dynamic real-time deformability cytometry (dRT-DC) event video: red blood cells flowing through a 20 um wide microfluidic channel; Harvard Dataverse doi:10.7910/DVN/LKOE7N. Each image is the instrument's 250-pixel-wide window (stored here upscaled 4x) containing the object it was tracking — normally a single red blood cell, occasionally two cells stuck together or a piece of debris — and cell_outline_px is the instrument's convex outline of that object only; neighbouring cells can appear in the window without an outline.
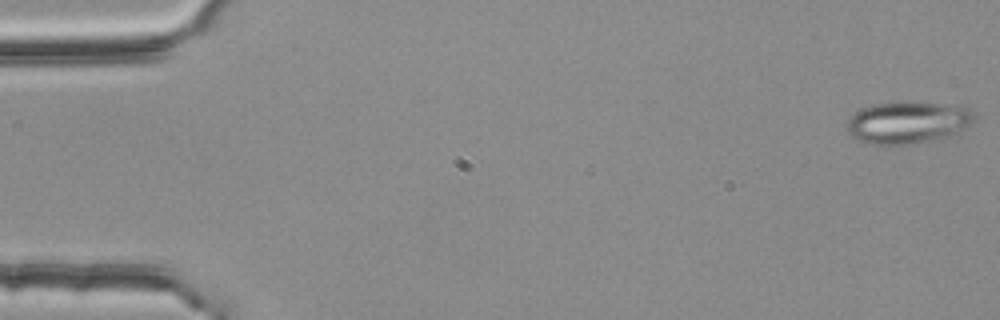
{"species": "common noctule bat (a hibernating species)", "species_latin": "Nyctalus noctula", "temperature_condition": "room temperature", "stored_images_in_passage": 54, "camera_frame_rate_fps": 3000, "um_per_image_px": 0.085, "animal": {"sex": "female", "body_mass_g": 25.1}, "frame": {"image": 1, "passage_image": 1, "time_ms": 0.0, "image_size_px": [1000, 320], "cell_outline_px": [[976, 116], [972, 124], [940, 140], [916, 144], [888, 148], [872, 144], [860, 140], [852, 136], [848, 132], [848, 120], [856, 112], [872, 104], [900, 100], [916, 100], [968, 108]], "centroid_in_image_um": [77.16, 10.43], "position_along_channel_um": 7.8, "area_um2": 32.25}}
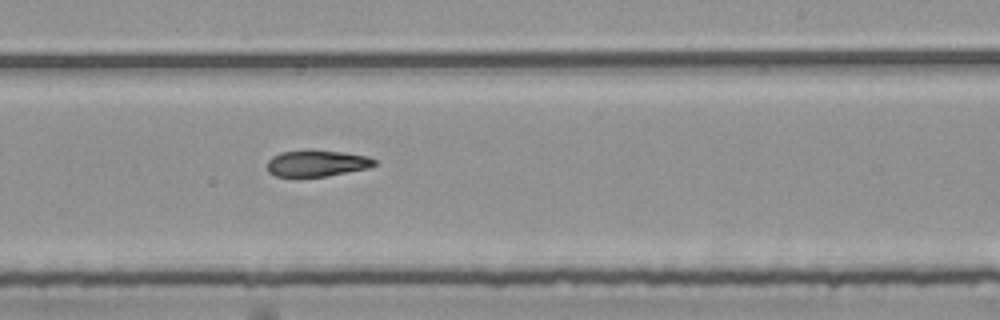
{"frame": {"image": 2, "passage_image": 33, "time_ms": 10.667, "image_size_px": [1000, 320], "cell_outline_px": [[376, 164], [368, 168], [328, 176], [276, 176], [268, 172], [268, 160], [272, 156], [280, 152], [308, 148], [312, 148], [344, 152], [368, 156], [376, 160]], "centroid_in_image_um": [26.93, 13.84], "position_along_channel_um": 262.1, "area_um2": 16.88}}
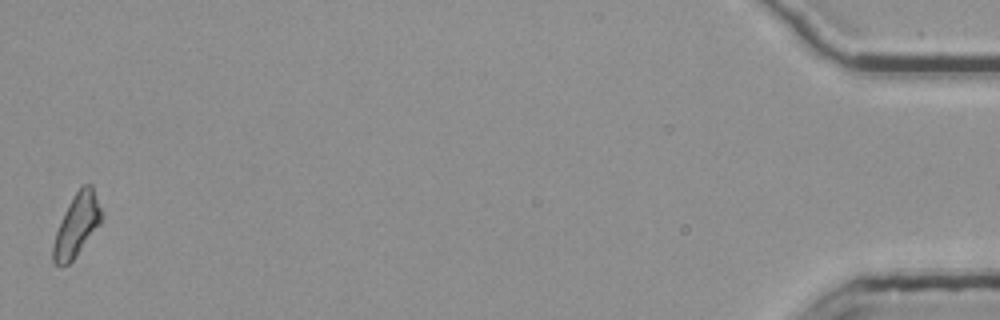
{"frame": {"image": 3, "passage_image": 54, "time_ms": 17.667, "image_size_px": [1000, 320], "cell_outline_px": [[104, 216], [100, 224], [76, 256], [68, 264], [56, 264], [52, 260], [52, 248], [56, 232], [64, 212], [68, 204], [76, 192], [84, 184], [92, 184]], "centroid_in_image_um": [6.54, 19.12], "position_along_channel_um": 428.7, "area_um2": 17.4}}